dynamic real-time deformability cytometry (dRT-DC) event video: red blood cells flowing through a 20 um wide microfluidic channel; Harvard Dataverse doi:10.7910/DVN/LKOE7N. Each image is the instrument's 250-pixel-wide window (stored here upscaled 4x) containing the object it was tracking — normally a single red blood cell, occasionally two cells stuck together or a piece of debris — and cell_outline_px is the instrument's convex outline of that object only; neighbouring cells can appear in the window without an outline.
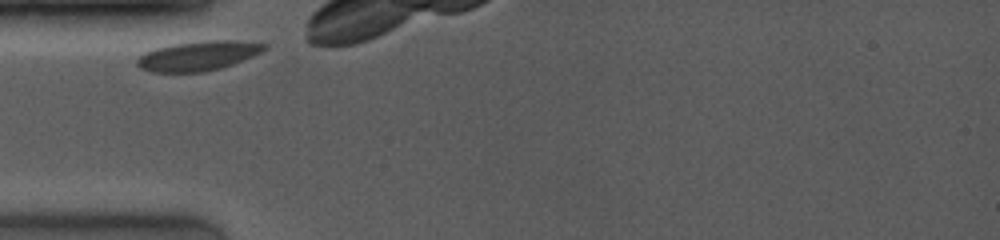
{"species": "common noctule bat (a hibernating species)", "species_latin": "Nyctalus noctula", "temperature_condition": "room temperature", "stored_images_in_passage": 23, "camera_frame_rate_fps": 4000, "um_per_image_px": 0.085, "animal": {"sex": "female", "body_mass_g": 19.0, "forearm_length_mm": 53.3}, "frame": {"image": 1, "passage_image": 1, "time_ms": 0.0, "image_size_px": [1000, 240], "cell_outline_px": [[268, 48], [252, 56], [232, 64], [220, 68], [204, 72], [152, 72], [140, 68], [136, 64], [136, 60], [140, 56], [156, 48], [172, 44], [208, 40], [232, 40], [268, 44]], "centroid_in_image_um": [16.84, 4.74], "position_along_channel_um": 68.2, "area_um2": 21.73}}